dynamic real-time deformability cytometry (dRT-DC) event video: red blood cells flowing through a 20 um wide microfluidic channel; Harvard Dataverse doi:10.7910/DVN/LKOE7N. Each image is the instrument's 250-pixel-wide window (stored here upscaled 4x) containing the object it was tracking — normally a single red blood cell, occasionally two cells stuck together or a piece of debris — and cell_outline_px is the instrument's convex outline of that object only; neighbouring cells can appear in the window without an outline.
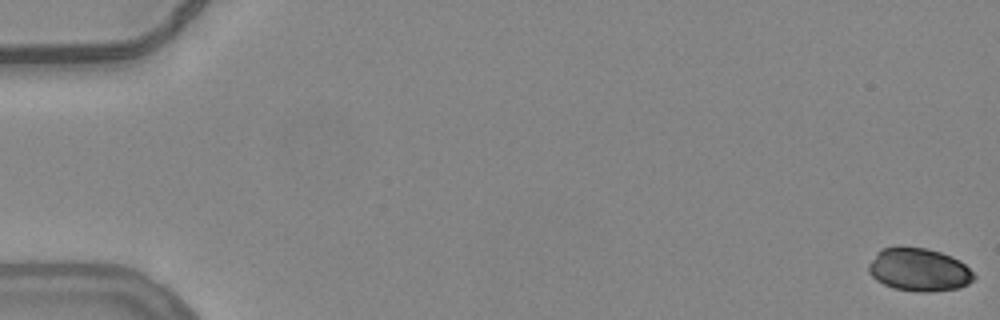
{"species": "common noctule bat (a hibernating species)", "species_latin": "Nyctalus noctula", "temperature_condition": "warm", "stored_images_in_passage": 56, "camera_frame_rate_fps": 3000, "um_per_image_px": 0.085, "animal": {"sex": "female", "body_mass_g": 24.6, "forearm_length_mm": 56.2}, "frame": {"image": 1, "passage_image": 1, "time_ms": 0.0, "image_size_px": [1000, 320], "cell_outline_px": [[976, 276], [968, 284], [960, 288], [928, 292], [916, 292], [892, 288], [876, 280], [868, 272], [868, 264], [876, 252], [880, 248], [928, 248], [952, 256], [960, 260]], "centroid_in_image_um": [78.1, 22.94], "position_along_channel_um": 6.9, "area_um2": 26.41}}
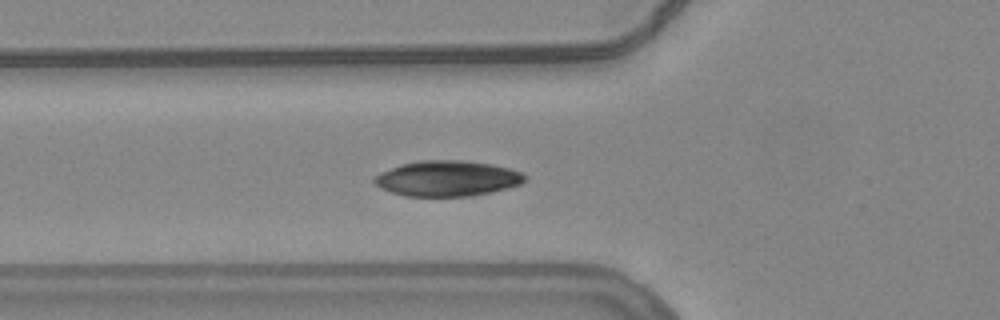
{"frame": {"image": 2, "passage_image": 21, "time_ms": 6.667, "image_size_px": [1000, 320], "cell_outline_px": [[528, 180], [520, 184], [508, 188], [472, 196], [404, 196], [380, 188], [372, 180], [380, 172], [400, 164], [420, 160], [464, 160], [492, 164], [508, 168], [520, 172], [528, 176]], "centroid_in_image_um": [38.03, 15.16], "position_along_channel_um": 87.8, "area_um2": 31.33}}
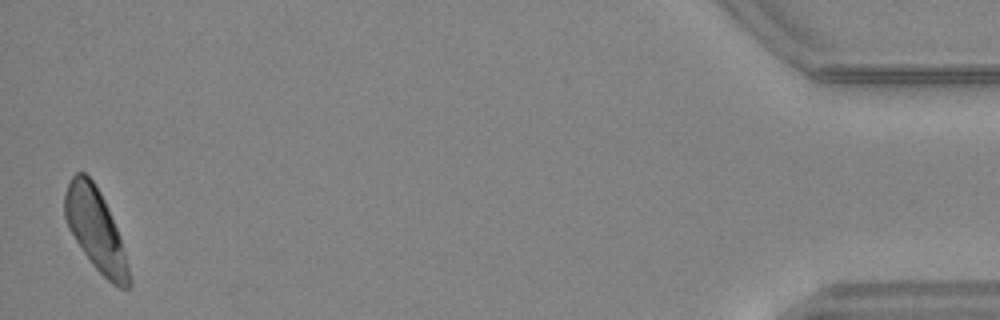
{"frame": {"image": 3, "passage_image": 55, "time_ms": 18.0, "image_size_px": [1000, 320], "cell_outline_px": [[132, 284], [128, 288], [120, 288], [112, 284], [92, 264], [68, 228], [64, 216], [64, 196], [68, 184], [72, 176], [76, 172], [84, 172], [92, 180], [100, 192], [108, 208], [120, 236], [132, 280]], "centroid_in_image_um": [8.14, 19.53], "position_along_channel_um": 427.1, "area_um2": 30.35}, "authors_computed_cell_mechanics": {"area_um2": 28.9289, "velocity_mm_per_s": 3.7808, "shape_relaxation_time_tau1_ms": 4.1201, "shape_relaxation_time_tau2_ms": null, "deformation_change_tau1": 0.1748, "deformation_change_tau2": null}}